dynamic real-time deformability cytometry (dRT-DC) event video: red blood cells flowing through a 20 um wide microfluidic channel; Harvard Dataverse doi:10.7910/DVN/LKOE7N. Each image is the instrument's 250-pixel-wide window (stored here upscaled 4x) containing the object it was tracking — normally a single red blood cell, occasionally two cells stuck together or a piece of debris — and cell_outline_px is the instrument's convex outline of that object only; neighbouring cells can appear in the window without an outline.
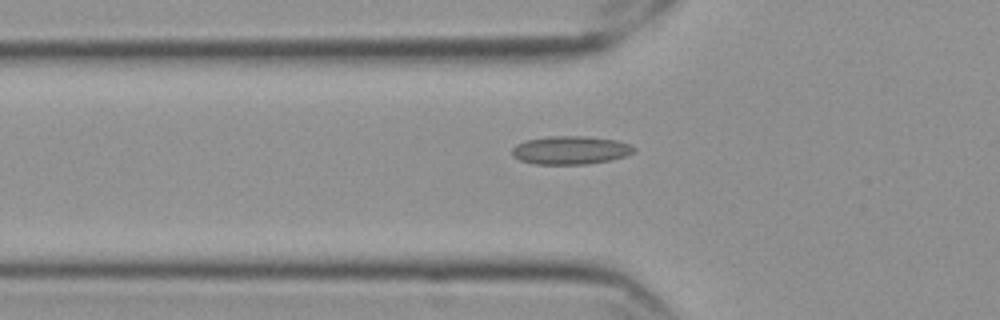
{"species": "Egyptian fruit bat (a non-hibernating species)", "species_latin": "Rousettus aegyptiacus", "temperature_condition": "cold", "stored_images_in_passage": 43, "camera_frame_rate_fps": 3000, "um_per_image_px": 0.085, "frame": {"image": 1, "passage_image": 11, "time_ms": 3.333, "image_size_px": [1000, 320], "cell_outline_px": [[636, 148], [632, 152], [624, 156], [608, 160], [584, 164], [536, 164], [520, 160], [512, 156], [512, 148], [516, 144], [524, 140], [548, 136], [588, 136], [616, 140], [632, 144]], "centroid_in_image_um": [48.46, 12.75], "position_along_channel_um": 77.3, "area_um2": 20.11}}
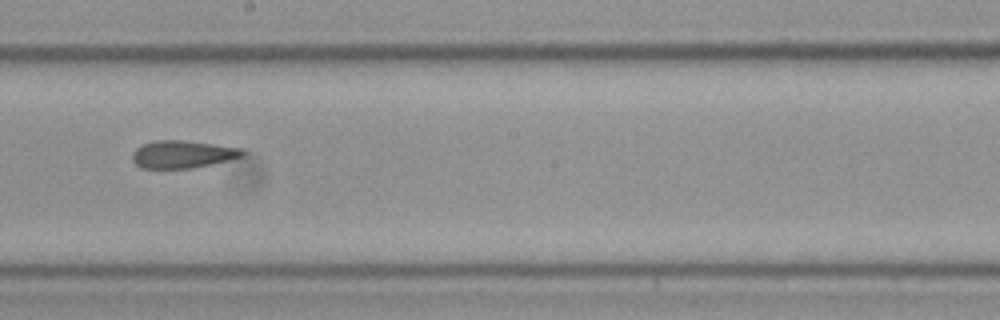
{"frame": {"image": 2, "passage_image": 24, "time_ms": 7.667, "image_size_px": [1000, 320], "cell_outline_px": [[244, 156], [228, 160], [192, 168], [140, 168], [132, 160], [132, 152], [136, 148], [144, 144], [156, 140], [184, 140], [240, 148], [244, 152]], "centroid_in_image_um": [15.48, 13.11], "position_along_channel_um": 232.7, "area_um2": 17.51}}
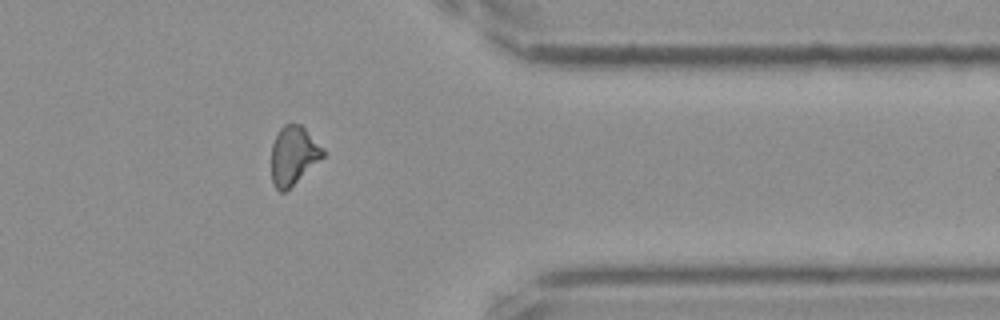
{"frame": {"image": 3, "passage_image": 38, "time_ms": 12.333, "image_size_px": [1000, 320], "cell_outline_px": [[324, 156], [284, 192], [280, 192], [276, 188], [272, 180], [272, 144], [280, 128], [284, 124], [300, 124], [324, 148]], "centroid_in_image_um": [24.94, 13.19], "position_along_channel_um": 386.5, "area_um2": 17.22}}